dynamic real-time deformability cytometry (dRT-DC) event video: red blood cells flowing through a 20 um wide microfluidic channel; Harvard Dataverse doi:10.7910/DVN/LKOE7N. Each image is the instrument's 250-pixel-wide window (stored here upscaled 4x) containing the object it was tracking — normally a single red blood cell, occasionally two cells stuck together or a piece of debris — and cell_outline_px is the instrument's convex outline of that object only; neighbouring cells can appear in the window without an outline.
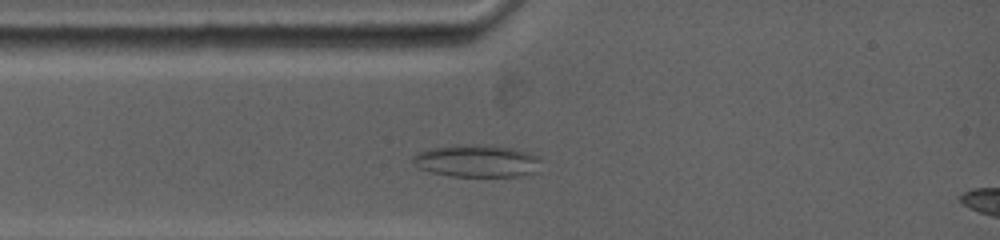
{"species": "common noctule bat (a hibernating species)", "species_latin": "Nyctalus noctula", "temperature_condition": "warm", "stored_images_in_passage": 51, "camera_frame_rate_fps": 5000, "um_per_image_px": 0.085, "animal": {"sex": "female", "body_mass_g": 19.0, "forearm_length_mm": 53.3}, "frame": {"image": 1, "passage_image": 9, "time_ms": 2.0, "image_size_px": [1000, 240], "cell_outline_px": [[540, 156], [536, 172], [516, 176], [452, 176], [428, 172], [412, 164], [412, 156], [420, 152], [432, 148], [460, 144], [476, 144], [508, 148], [528, 152]], "centroid_in_image_um": [40.49, 13.68], "position_along_channel_um": 44.5, "area_um2": 23.99}}
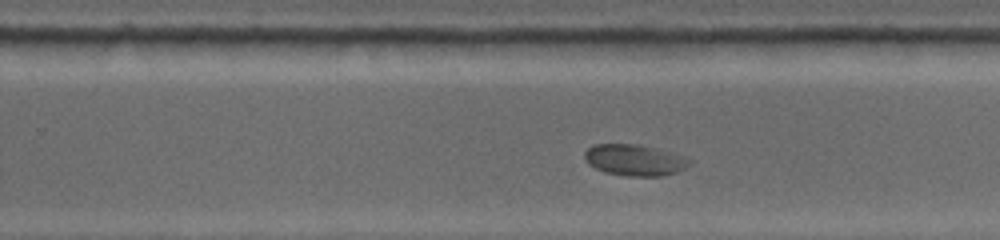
{"frame": {"image": 2, "passage_image": 34, "time_ms": 8.2, "image_size_px": [1000, 240], "cell_outline_px": [[692, 164], [676, 172], [664, 176], [624, 176], [604, 172], [588, 164], [584, 160], [584, 152], [592, 144], [640, 144], [656, 148], [684, 156], [692, 160]], "centroid_in_image_um": [53.93, 13.6], "position_along_channel_um": 275.9, "area_um2": 19.36}}
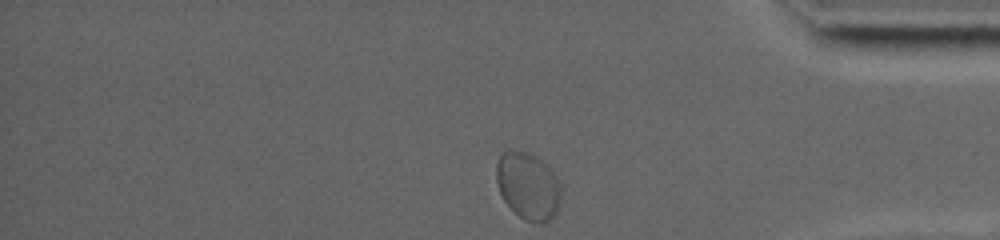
{"frame": {"image": 3, "passage_image": 51, "time_ms": 11.8, "image_size_px": [1000, 240], "cell_outline_px": [[560, 204], [556, 216], [548, 224], [536, 224], [524, 220], [504, 200], [496, 184], [496, 164], [500, 156], [504, 152], [512, 148], [528, 152], [536, 156], [556, 176], [560, 188]], "centroid_in_image_um": [44.89, 15.84], "position_along_channel_um": 390.3, "area_um2": 25.66}}